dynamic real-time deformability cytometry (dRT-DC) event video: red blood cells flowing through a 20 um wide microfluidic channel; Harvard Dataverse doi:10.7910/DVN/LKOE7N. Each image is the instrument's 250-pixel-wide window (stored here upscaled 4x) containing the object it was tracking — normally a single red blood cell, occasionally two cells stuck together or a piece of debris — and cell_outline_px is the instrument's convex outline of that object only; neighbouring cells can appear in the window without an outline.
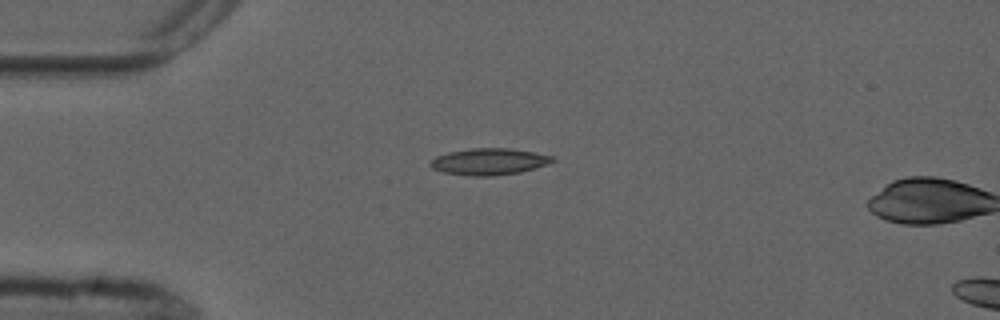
{"species": "common noctule bat (a hibernating species)", "species_latin": "Nyctalus noctula", "temperature_condition": "cold", "stored_images_in_passage": 2, "camera_frame_rate_fps": 3000, "um_per_image_px": 0.085, "animal": {"sex": "male", "forearm_length_mm": 52.5}, "frame": {"image": 1, "passage_image": 1, "time_ms": 0.0, "image_size_px": [1000, 320], "cell_outline_px": [[556, 160], [548, 164], [536, 168], [520, 172], [492, 176], [472, 176], [444, 172], [432, 168], [428, 164], [436, 156], [448, 152], [472, 148], [512, 148], [552, 156]], "centroid_in_image_um": [41.57, 13.73], "position_along_channel_um": 43.4, "area_um2": 18.9}}